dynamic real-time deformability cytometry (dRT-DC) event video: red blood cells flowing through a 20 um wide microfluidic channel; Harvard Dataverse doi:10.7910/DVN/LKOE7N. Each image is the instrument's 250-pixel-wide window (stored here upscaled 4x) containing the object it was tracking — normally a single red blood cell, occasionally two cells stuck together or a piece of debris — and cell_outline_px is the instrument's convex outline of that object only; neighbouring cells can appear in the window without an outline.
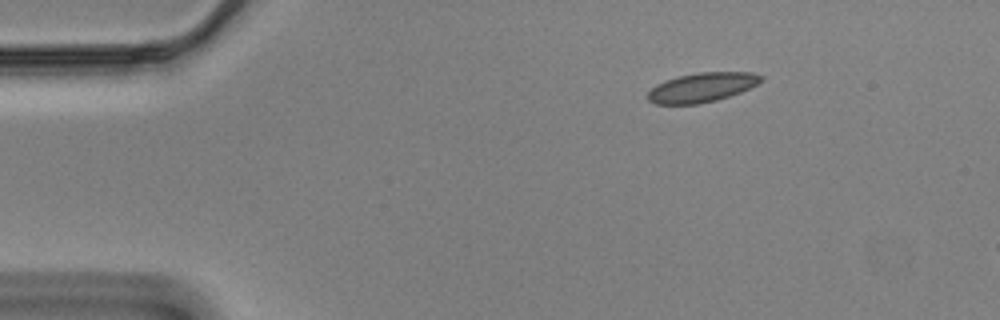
{"species": "Egyptian fruit bat (a non-hibernating species)", "species_latin": "Rousettus aegyptiacus", "temperature_condition": "cold", "stored_images_in_passage": 8, "camera_frame_rate_fps": 3000, "um_per_image_px": 0.085, "animal": {"sex": "male"}, "frame": {"image": 1, "passage_image": 1, "time_ms": 0.0, "image_size_px": [1000, 320], "cell_outline_px": [[764, 80], [740, 92], [716, 100], [696, 104], [656, 104], [648, 100], [644, 96], [656, 84], [664, 80], [676, 76], [696, 72], [752, 72], [764, 76]], "centroid_in_image_um": [59.62, 7.41], "position_along_channel_um": 25.4, "area_um2": 19.54}}